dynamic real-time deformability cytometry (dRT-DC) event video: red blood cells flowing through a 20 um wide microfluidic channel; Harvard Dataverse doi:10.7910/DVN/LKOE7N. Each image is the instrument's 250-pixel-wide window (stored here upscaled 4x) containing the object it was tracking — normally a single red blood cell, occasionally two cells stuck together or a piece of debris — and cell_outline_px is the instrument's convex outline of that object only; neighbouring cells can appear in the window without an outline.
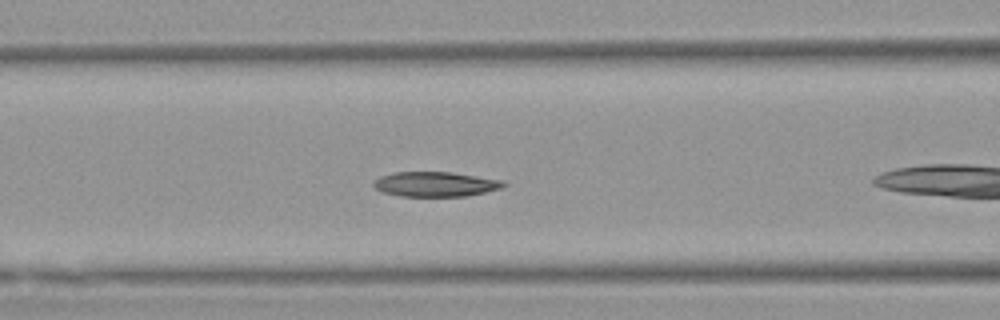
{"species": "Egyptian fruit bat (a non-hibernating species)", "species_latin": "Rousettus aegyptiacus", "temperature_condition": "warm", "stored_images_in_passage": 32, "camera_frame_rate_fps": 3000, "um_per_image_px": 0.085, "animal": {"sex": "female"}, "frame": {"image": 1, "passage_image": 8, "time_ms": 2.333, "image_size_px": [1000, 320], "cell_outline_px": [[508, 184], [504, 188], [468, 196], [400, 196], [384, 192], [376, 188], [372, 184], [380, 176], [396, 172], [452, 172], [504, 180]], "centroid_in_image_um": [37.09, 15.65], "position_along_channel_um": 129.5, "area_um2": 18.9}}
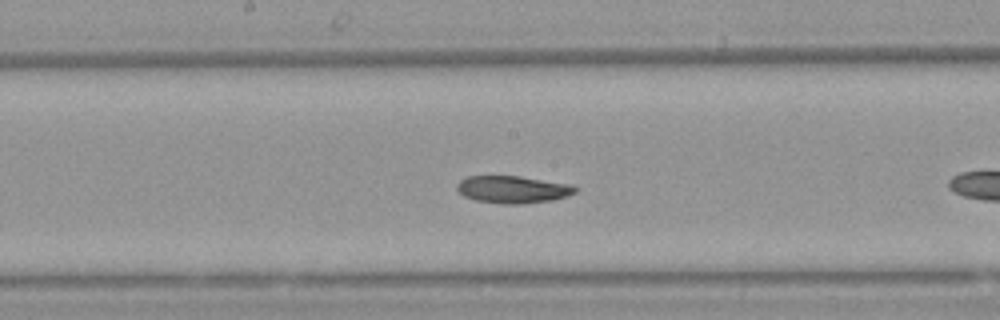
{"frame": {"image": 2, "passage_image": 14, "time_ms": 4.333, "image_size_px": [1000, 320], "cell_outline_px": [[580, 188], [576, 192], [568, 196], [552, 200], [524, 204], [504, 204], [476, 200], [464, 196], [456, 188], [456, 184], [460, 180], [468, 176], [520, 176], [572, 184]], "centroid_in_image_um": [43.64, 16.1], "position_along_channel_um": 204.6, "area_um2": 19.02}}
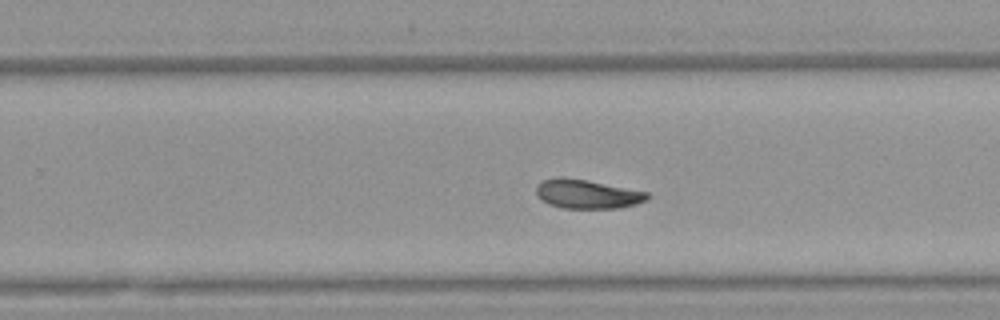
{"frame": {"image": 3, "passage_image": 20, "time_ms": 6.333, "image_size_px": [1000, 320], "cell_outline_px": [[652, 196], [636, 204], [620, 208], [564, 208], [548, 204], [536, 192], [536, 184], [544, 180], [556, 176], [564, 176], [588, 180], [648, 192]], "centroid_in_image_um": [49.91, 16.47], "position_along_channel_um": 279.9, "area_um2": 18.84}, "authors_computed_cell_mechanics": {"area_um2": 19.3052, "velocity_mm_per_s": 3.7728, "shape_relaxation_time_tau1_ms": 4.5751, "shape_relaxation_time_tau2_ms": 3.1755, "deformation_change_tau1": 0.1276, "deformation_change_tau2": 0.0788}}